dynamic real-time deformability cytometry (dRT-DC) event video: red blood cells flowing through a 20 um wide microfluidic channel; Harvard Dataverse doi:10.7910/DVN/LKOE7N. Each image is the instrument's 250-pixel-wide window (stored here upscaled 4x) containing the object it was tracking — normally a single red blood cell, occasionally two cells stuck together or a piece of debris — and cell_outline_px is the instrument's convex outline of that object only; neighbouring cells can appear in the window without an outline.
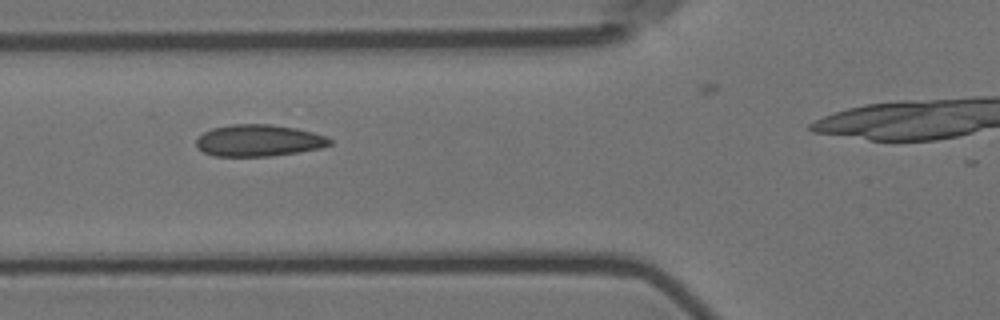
{"species": "Egyptian fruit bat (a non-hibernating species)", "species_latin": "Rousettus aegyptiacus", "temperature_condition": "room temperature", "stored_images_in_passage": 6, "camera_frame_rate_fps": 3000, "um_per_image_px": 0.085, "animal": {"sex": "female"}, "frame": {"image": 1, "passage_image": 4, "time_ms": 1.0, "image_size_px": [1000, 320], "cell_outline_px": [[332, 144], [320, 148], [296, 152], [268, 156], [216, 156], [204, 152], [196, 144], [196, 140], [204, 132], [212, 128], [232, 124], [272, 124], [296, 128], [328, 136], [332, 140]], "centroid_in_image_um": [22.02, 11.93], "position_along_channel_um": 103.8, "area_um2": 24.57}}
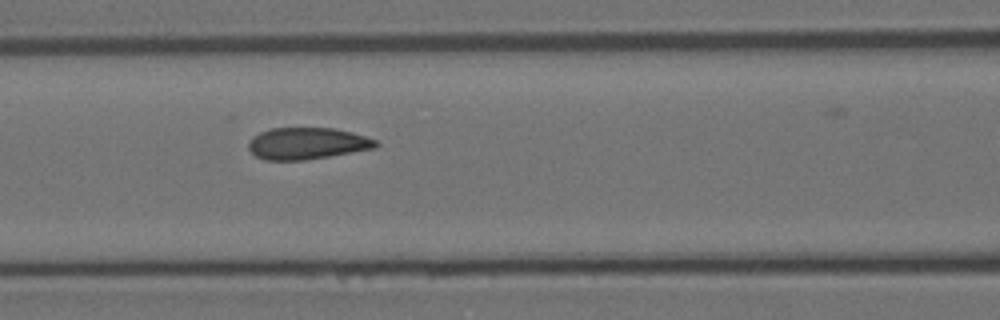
{"frame": {"image": 2, "passage_image": 5, "time_ms": 1.333, "image_size_px": [1000, 320], "cell_outline_px": [[380, 144], [376, 148], [304, 160], [264, 160], [256, 156], [248, 148], [248, 144], [252, 136], [260, 132], [272, 128], [332, 128], [352, 132], [376, 140]], "centroid_in_image_um": [26.09, 12.19], "position_along_channel_um": 140.5, "area_um2": 23.47}}